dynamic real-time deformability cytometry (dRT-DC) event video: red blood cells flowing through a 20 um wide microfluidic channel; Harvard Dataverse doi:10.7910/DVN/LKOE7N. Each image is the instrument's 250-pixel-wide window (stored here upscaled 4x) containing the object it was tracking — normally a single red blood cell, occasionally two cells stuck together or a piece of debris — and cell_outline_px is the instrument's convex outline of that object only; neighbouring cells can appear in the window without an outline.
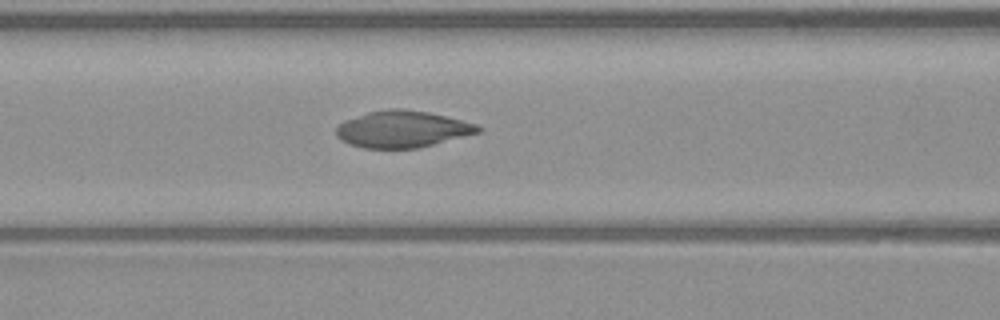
{"species": "common noctule bat (a hibernating species)", "species_latin": "Nyctalus noctula", "temperature_condition": "warm", "stored_images_in_passage": 43, "camera_frame_rate_fps": 3000, "um_per_image_px": 0.085, "animal": {"sex": "male", "body_mass_g": 23.1, "forearm_length_mm": 52.7}, "frame": {"image": 1, "passage_image": 22, "time_ms": 7.0, "image_size_px": [1000, 320], "cell_outline_px": [[484, 128], [480, 132], [420, 148], [364, 148], [348, 144], [340, 140], [336, 136], [336, 128], [344, 120], [368, 112], [388, 108], [404, 108], [428, 112], [476, 124]], "centroid_in_image_um": [34.18, 10.98], "position_along_channel_um": 132.4, "area_um2": 30.46}}
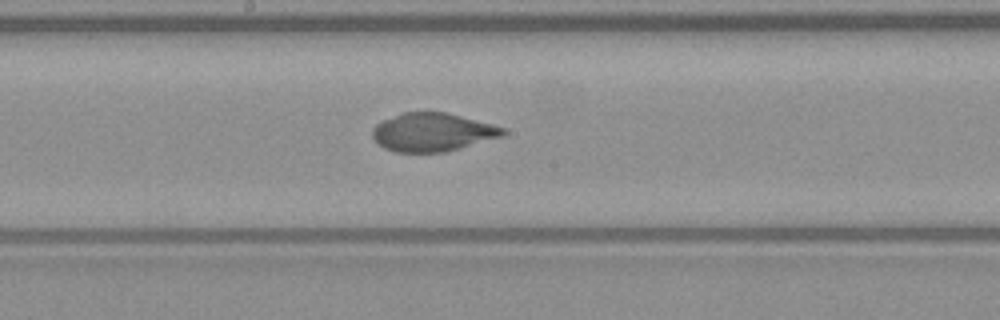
{"frame": {"image": 2, "passage_image": 28, "time_ms": 9.0, "image_size_px": [1000, 320], "cell_outline_px": [[508, 132], [500, 136], [444, 152], [396, 152], [384, 148], [372, 136], [372, 128], [376, 124], [400, 112], [448, 112], [492, 124], [504, 128]], "centroid_in_image_um": [36.73, 11.22], "position_along_channel_um": 211.5, "area_um2": 28.9}}
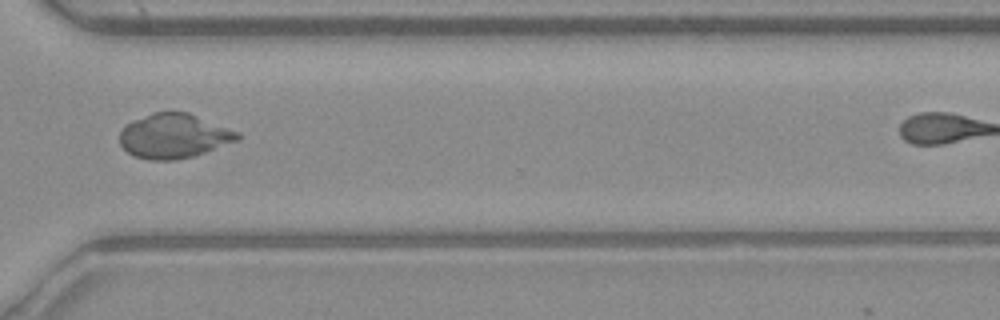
{"frame": {"image": 3, "passage_image": 39, "time_ms": 12.667, "image_size_px": [1000, 320], "cell_outline_px": [[240, 140], [192, 156], [176, 160], [148, 160], [132, 156], [120, 144], [120, 132], [132, 120], [152, 112], [188, 112], [240, 132]], "centroid_in_image_um": [14.78, 11.56], "position_along_channel_um": 355.8, "area_um2": 30.58}}